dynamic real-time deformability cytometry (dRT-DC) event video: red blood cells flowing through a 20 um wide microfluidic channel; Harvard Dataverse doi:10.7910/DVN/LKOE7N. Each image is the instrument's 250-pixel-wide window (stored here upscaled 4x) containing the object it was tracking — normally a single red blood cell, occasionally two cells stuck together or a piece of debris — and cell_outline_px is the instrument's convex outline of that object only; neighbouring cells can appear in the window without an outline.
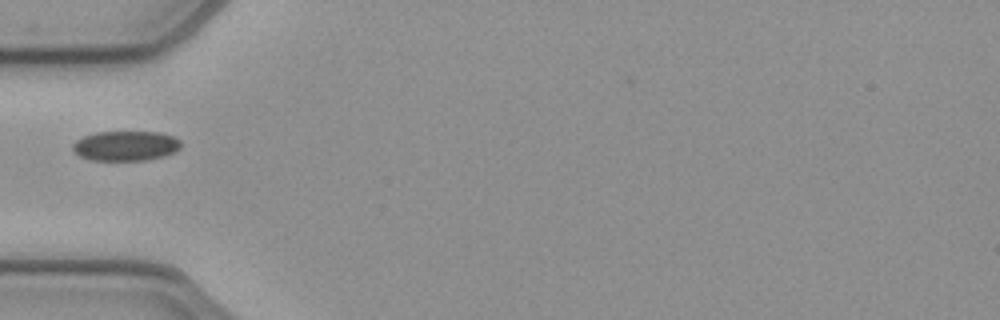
{"species": "common noctule bat (a hibernating species)", "species_latin": "Nyctalus noctula", "temperature_condition": "cold", "stored_images_in_passage": 36, "camera_frame_rate_fps": 3000, "um_per_image_px": 0.085, "animal": {"sex": "female", "body_mass_g": 21.9}, "frame": {"image": 1, "passage_image": 1, "time_ms": 0.0, "image_size_px": [1000, 320], "cell_outline_px": [[180, 148], [176, 152], [164, 156], [144, 160], [92, 160], [80, 156], [72, 148], [72, 144], [76, 140], [84, 136], [96, 132], [160, 132], [172, 136], [180, 140]], "centroid_in_image_um": [10.69, 12.39], "position_along_channel_um": 74.3, "area_um2": 18.79}}
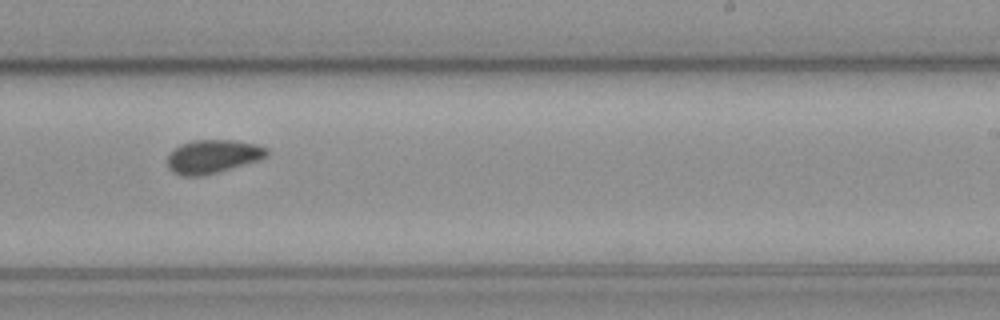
{"frame": {"image": 2, "passage_image": 16, "time_ms": 5.0, "image_size_px": [1000, 320], "cell_outline_px": [[268, 156], [260, 160], [216, 172], [200, 176], [180, 176], [172, 172], [168, 168], [168, 156], [180, 144], [192, 140], [236, 140], [256, 144], [268, 148]], "centroid_in_image_um": [18.1, 13.29], "position_along_channel_um": 270.9, "area_um2": 19.42}}
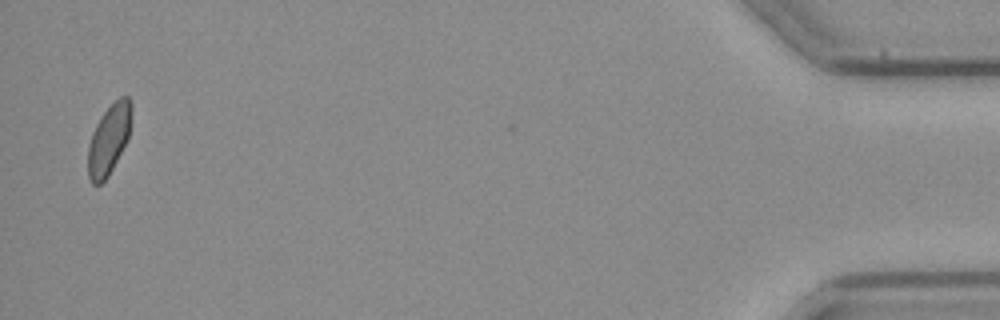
{"frame": {"image": 3, "passage_image": 35, "time_ms": 11.333, "image_size_px": [1000, 320], "cell_outline_px": [[132, 108], [128, 136], [108, 176], [100, 184], [92, 184], [88, 176], [88, 148], [92, 132], [96, 124], [104, 112], [120, 96], [128, 96], [132, 104]], "centroid_in_image_um": [9.24, 11.84], "position_along_channel_um": 426.0, "area_um2": 17.28}}